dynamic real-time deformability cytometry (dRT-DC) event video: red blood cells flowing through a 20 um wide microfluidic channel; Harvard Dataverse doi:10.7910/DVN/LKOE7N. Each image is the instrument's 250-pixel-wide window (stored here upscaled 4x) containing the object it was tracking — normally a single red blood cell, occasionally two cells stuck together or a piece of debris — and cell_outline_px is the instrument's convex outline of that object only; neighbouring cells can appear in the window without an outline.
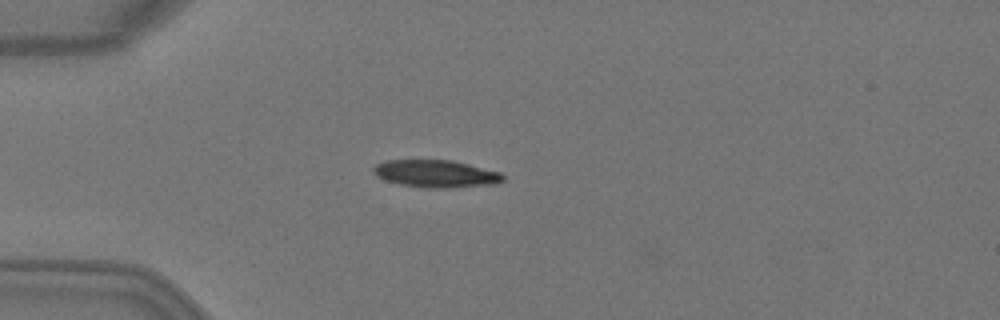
{"species": "Egyptian fruit bat (a non-hibernating species)", "species_latin": "Rousettus aegyptiacus", "temperature_condition": "warm", "stored_images_in_passage": 1, "camera_frame_rate_fps": 3000, "um_per_image_px": 0.085, "animal": {"sex": "female"}, "frame": {"image": 1, "passage_image": 1, "time_ms": 0.0, "image_size_px": [1000, 320], "cell_outline_px": [[504, 180], [496, 184], [444, 188], [428, 188], [400, 184], [384, 180], [376, 176], [372, 172], [372, 168], [376, 164], [388, 160], [452, 160], [500, 172], [504, 176]], "centroid_in_image_um": [37.03, 14.76], "position_along_channel_um": 48.0, "area_um2": 20.69}}